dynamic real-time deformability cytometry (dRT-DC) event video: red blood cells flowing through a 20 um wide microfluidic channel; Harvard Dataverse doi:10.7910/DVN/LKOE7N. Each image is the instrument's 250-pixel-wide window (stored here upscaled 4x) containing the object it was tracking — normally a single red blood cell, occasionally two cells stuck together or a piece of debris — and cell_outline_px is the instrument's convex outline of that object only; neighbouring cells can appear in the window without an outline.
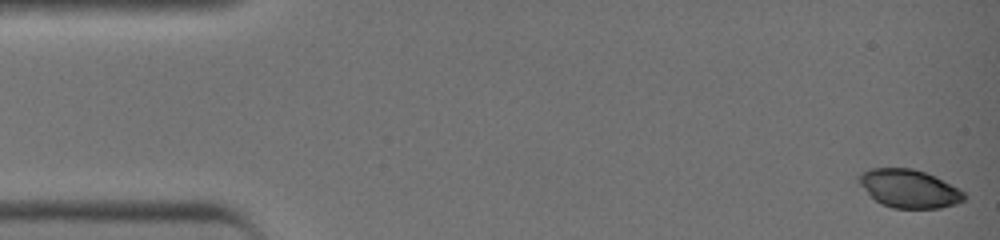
{"species": "common noctule bat (a hibernating species)", "species_latin": "Nyctalus noctula", "temperature_condition": "warm", "stored_images_in_passage": 24, "camera_frame_rate_fps": 3000, "um_per_image_px": 0.085, "animal": {"sex": "female", "body_mass_g": 19.0, "forearm_length_mm": 51.5}, "frame": {"image": 1, "passage_image": 1, "time_ms": 0.0, "image_size_px": [1000, 240], "cell_outline_px": [[964, 200], [956, 204], [940, 208], [892, 208], [876, 200], [860, 184], [860, 176], [864, 172], [876, 168], [908, 168], [924, 172], [964, 192]], "centroid_in_image_um": [77.29, 16.05], "position_along_channel_um": 7.7, "area_um2": 22.54}}
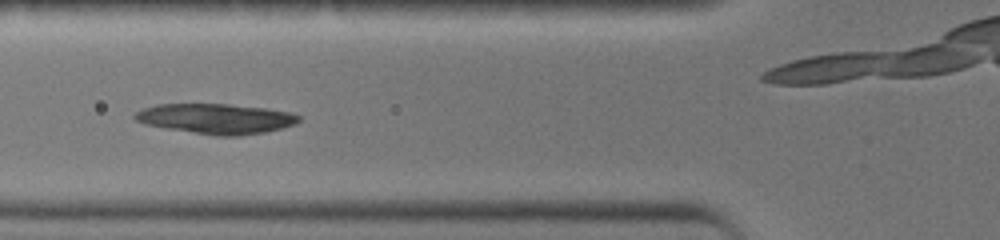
{"frame": {"image": 2, "passage_image": 16, "time_ms": 5.0, "image_size_px": [1000, 240], "cell_outline_px": [[300, 120], [292, 124], [280, 128], [264, 132], [240, 136], [216, 136], [148, 124], [136, 120], [136, 112], [144, 108], [160, 104], [228, 104], [264, 108], [288, 112], [300, 116]], "centroid_in_image_um": [18.4, 10.08], "position_along_channel_um": 107.4, "area_um2": 28.03}}
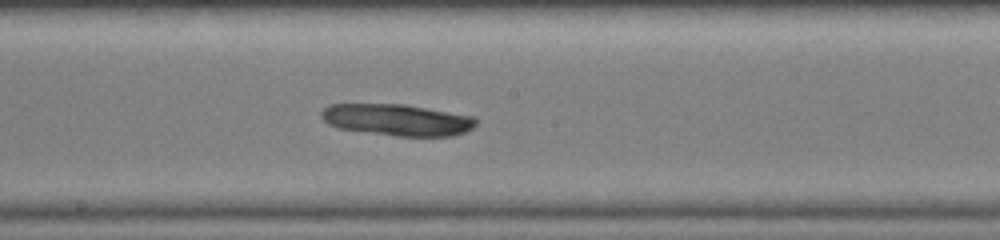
{"frame": {"image": 3, "passage_image": 23, "time_ms": 7.333, "image_size_px": [1000, 240], "cell_outline_px": [[476, 124], [472, 128], [464, 132], [452, 136], [400, 136], [340, 128], [324, 120], [320, 112], [324, 108], [332, 104], [404, 104], [472, 116], [476, 120]], "centroid_in_image_um": [33.78, 10.18], "position_along_channel_um": 214.4, "area_um2": 27.92}}